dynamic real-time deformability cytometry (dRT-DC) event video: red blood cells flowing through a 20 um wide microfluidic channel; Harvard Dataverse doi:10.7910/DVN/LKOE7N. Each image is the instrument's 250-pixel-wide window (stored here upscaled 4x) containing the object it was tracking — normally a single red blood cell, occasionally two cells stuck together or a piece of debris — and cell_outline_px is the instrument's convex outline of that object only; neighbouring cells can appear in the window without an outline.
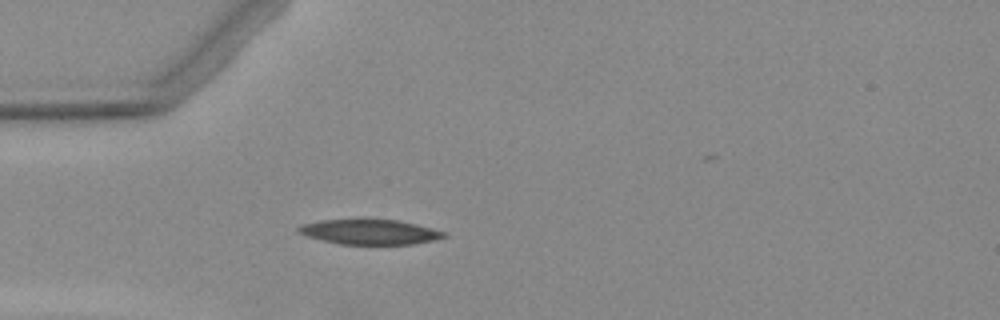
{"species": "Egyptian fruit bat (a non-hibernating species)", "species_latin": "Rousettus aegyptiacus", "temperature_condition": "warm", "stored_images_in_passage": 2, "camera_frame_rate_fps": 3000, "um_per_image_px": 0.085, "animal": {"sex": "female"}, "frame": {"image": 1, "passage_image": 2, "time_ms": 1.333, "image_size_px": [1000, 320], "cell_outline_px": [[448, 236], [436, 240], [412, 244], [340, 244], [320, 240], [296, 232], [296, 228], [300, 224], [320, 220], [396, 220], [416, 224], [432, 228], [444, 232]], "centroid_in_image_um": [31.4, 19.72], "position_along_channel_um": 53.6, "area_um2": 21.1}}